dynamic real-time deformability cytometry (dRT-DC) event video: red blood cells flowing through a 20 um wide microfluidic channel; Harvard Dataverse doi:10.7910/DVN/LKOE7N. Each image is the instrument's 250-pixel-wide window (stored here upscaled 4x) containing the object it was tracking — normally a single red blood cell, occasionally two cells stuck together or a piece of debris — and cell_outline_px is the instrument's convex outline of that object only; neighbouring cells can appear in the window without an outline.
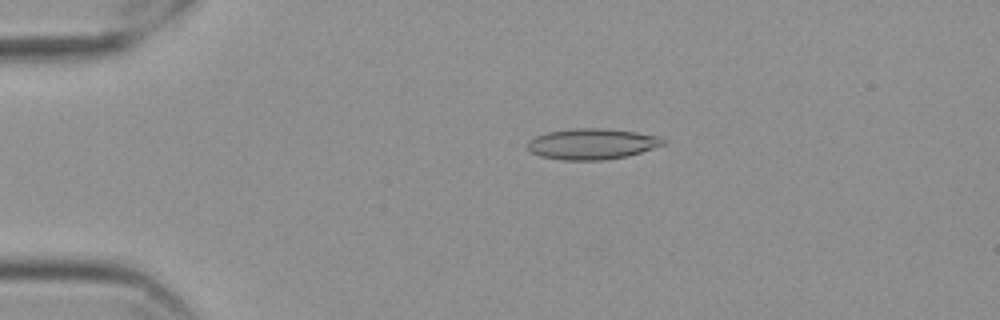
{"species": "Egyptian fruit bat (a non-hibernating species)", "species_latin": "Rousettus aegyptiacus", "temperature_condition": "cold", "stored_images_in_passage": 25, "camera_frame_rate_fps": 3000, "um_per_image_px": 0.085, "frame": {"image": 1, "passage_image": 11, "time_ms": 3.333, "image_size_px": [1000, 320], "cell_outline_px": [[664, 144], [628, 156], [604, 160], [564, 160], [540, 156], [532, 152], [528, 148], [528, 140], [536, 136], [548, 132], [572, 128], [604, 128], [636, 132], [664, 136]], "centroid_in_image_um": [50.34, 12.22], "position_along_channel_um": 34.7, "area_um2": 24.39}}
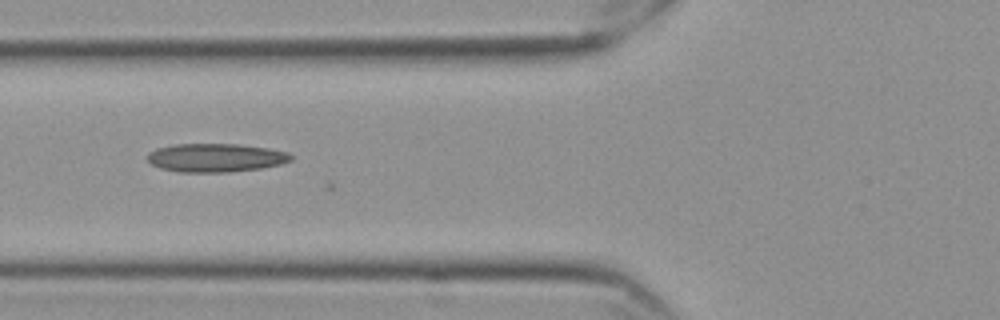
{"frame": {"image": 2, "passage_image": 21, "time_ms": 6.667, "image_size_px": [1000, 320], "cell_outline_px": [[292, 160], [280, 164], [260, 168], [228, 172], [180, 172], [160, 168], [152, 164], [148, 160], [148, 152], [156, 148], [172, 144], [240, 144], [268, 148], [288, 152], [292, 156]], "centroid_in_image_um": [18.32, 13.4], "position_along_channel_um": 107.5, "area_um2": 23.87}}
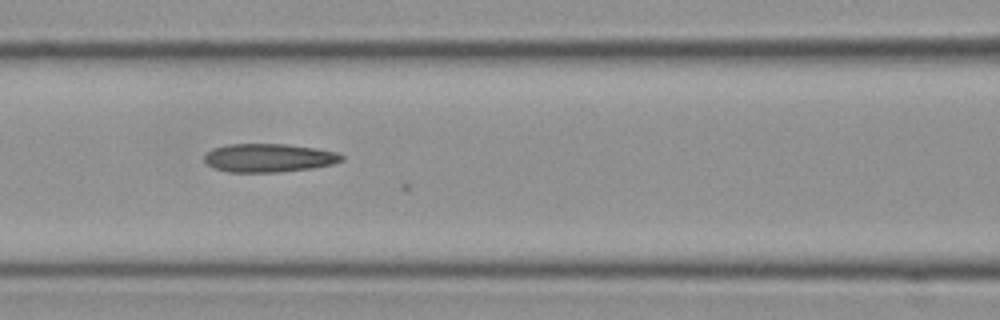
{"frame": {"image": 3, "passage_image": 24, "time_ms": 7.667, "image_size_px": [1000, 320], "cell_outline_px": [[344, 160], [332, 164], [312, 168], [280, 172], [228, 172], [216, 168], [208, 164], [204, 160], [204, 156], [212, 148], [228, 144], [288, 144], [316, 148], [336, 152], [344, 156]], "centroid_in_image_um": [22.86, 13.41], "position_along_channel_um": 143.7, "area_um2": 22.77}}